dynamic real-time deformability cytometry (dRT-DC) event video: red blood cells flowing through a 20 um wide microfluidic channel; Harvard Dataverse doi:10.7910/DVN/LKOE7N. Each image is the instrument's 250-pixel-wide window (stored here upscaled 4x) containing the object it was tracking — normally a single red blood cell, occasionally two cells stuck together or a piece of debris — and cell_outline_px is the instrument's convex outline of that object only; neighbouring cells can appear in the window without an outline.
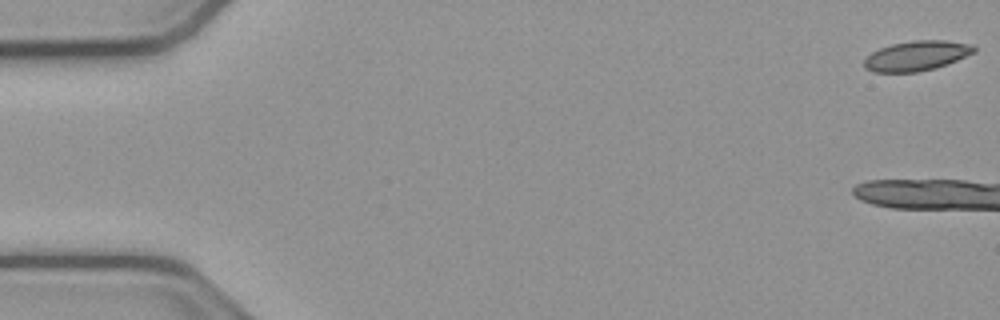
{"species": "common noctule bat (a hibernating species)", "species_latin": "Nyctalus noctula", "temperature_condition": "cold", "stored_images_in_passage": 6, "camera_frame_rate_fps": 3000, "um_per_image_px": 0.085, "animal": {"sex": "male", "body_mass_g": 23.1, "forearm_length_mm": 52.7}, "frame": {"image": 1, "passage_image": 1, "time_ms": 0.0, "image_size_px": [1000, 320], "cell_outline_px": [[976, 52], [936, 68], [916, 72], [872, 72], [864, 68], [864, 60], [872, 52], [880, 48], [892, 44], [912, 40], [944, 40], [972, 44], [976, 48]], "centroid_in_image_um": [77.91, 4.74], "position_along_channel_um": 7.1, "area_um2": 19.13}}